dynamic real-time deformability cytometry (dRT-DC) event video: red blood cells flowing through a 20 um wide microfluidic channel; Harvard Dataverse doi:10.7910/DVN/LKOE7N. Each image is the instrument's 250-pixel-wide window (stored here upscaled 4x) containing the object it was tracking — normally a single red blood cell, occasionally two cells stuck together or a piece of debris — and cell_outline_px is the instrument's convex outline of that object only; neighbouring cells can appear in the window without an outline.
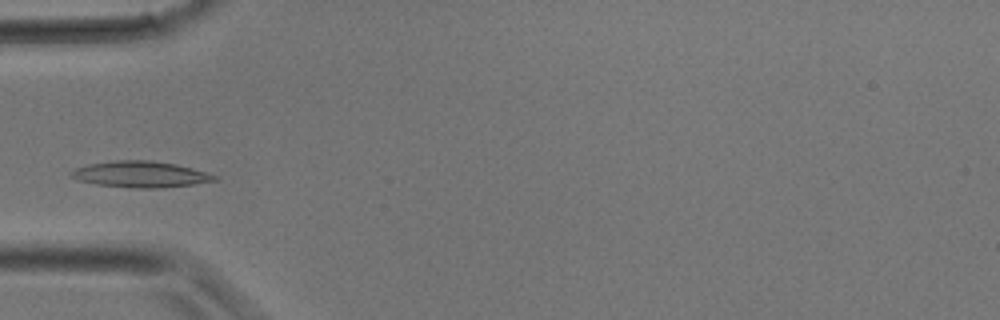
{"species": "common noctule bat (a hibernating species)", "species_latin": "Nyctalus noctula", "temperature_condition": "room temperature", "stored_images_in_passage": 32, "camera_frame_rate_fps": 3000, "um_per_image_px": 0.085, "animal": {"sex": "male", "body_mass_g": 17.9}, "frame": {"image": 1, "passage_image": 9, "time_ms": 2.667, "image_size_px": [1000, 320], "cell_outline_px": [[220, 180], [192, 184], [160, 188], [132, 188], [96, 184], [80, 180], [68, 176], [68, 172], [76, 168], [88, 164], [116, 160], [152, 160], [176, 164], [192, 168], [216, 176]], "centroid_in_image_um": [11.91, 14.81], "position_along_channel_um": 73.1, "area_um2": 21.85}}
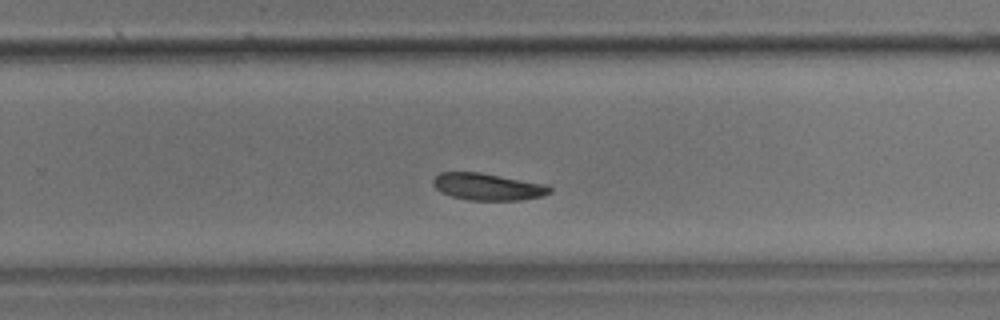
{"frame": {"image": 2, "passage_image": 20, "time_ms": 6.333, "image_size_px": [1000, 320], "cell_outline_px": [[552, 192], [540, 196], [520, 200], [468, 200], [452, 196], [440, 192], [432, 184], [432, 180], [440, 172], [480, 172], [548, 184], [552, 188]], "centroid_in_image_um": [41.46, 15.86], "position_along_channel_um": 288.3, "area_um2": 18.44}}
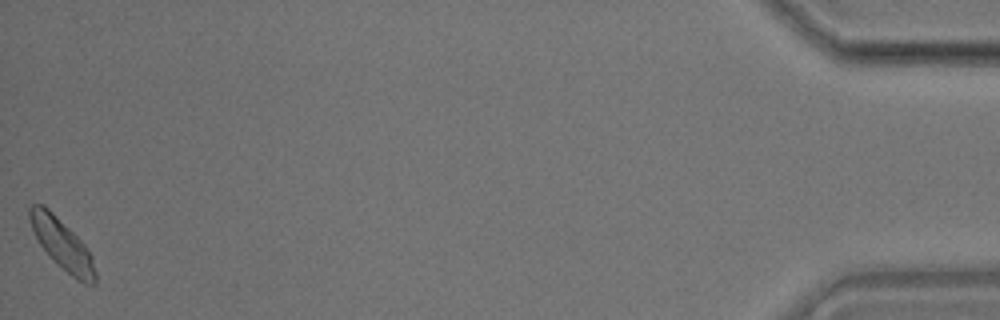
{"frame": {"image": 3, "passage_image": 32, "time_ms": 10.333, "image_size_px": [1000, 320], "cell_outline_px": [[96, 284], [84, 284], [76, 280], [40, 244], [32, 228], [28, 216], [28, 208], [32, 204], [44, 204], [84, 244], [92, 256], [96, 272]], "centroid_in_image_um": [5.3, 20.75], "position_along_channel_um": 429.9, "area_um2": 18.67}}